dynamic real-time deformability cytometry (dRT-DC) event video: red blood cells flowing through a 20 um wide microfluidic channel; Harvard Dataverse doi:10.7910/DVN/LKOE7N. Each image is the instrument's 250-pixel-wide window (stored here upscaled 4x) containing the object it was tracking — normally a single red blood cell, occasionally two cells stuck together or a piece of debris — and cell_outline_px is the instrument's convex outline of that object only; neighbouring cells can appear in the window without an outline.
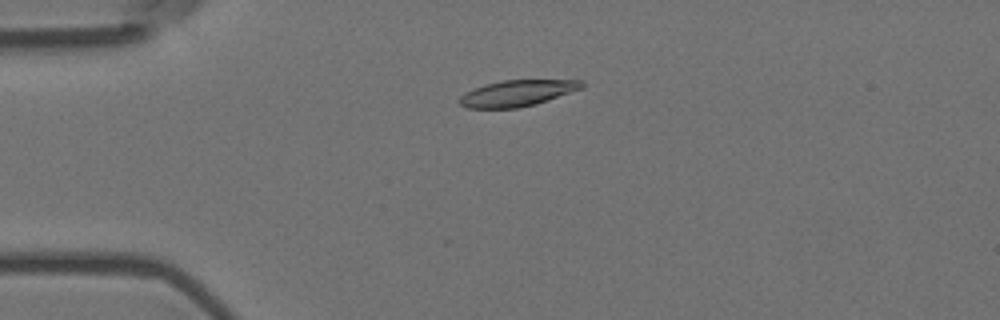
{"species": "Egyptian fruit bat (a non-hibernating species)", "species_latin": "Rousettus aegyptiacus", "temperature_condition": "room temperature", "stored_images_in_passage": 7, "camera_frame_rate_fps": 3000, "um_per_image_px": 0.085, "animal": {"sex": "female"}, "frame": {"image": 1, "passage_image": 4, "time_ms": 1.0, "image_size_px": [1000, 320], "cell_outline_px": [[584, 88], [536, 104], [516, 108], [464, 108], [456, 100], [464, 92], [488, 84], [504, 80], [584, 80]], "centroid_in_image_um": [43.97, 7.93], "position_along_channel_um": 41.0, "area_um2": 18.67}}
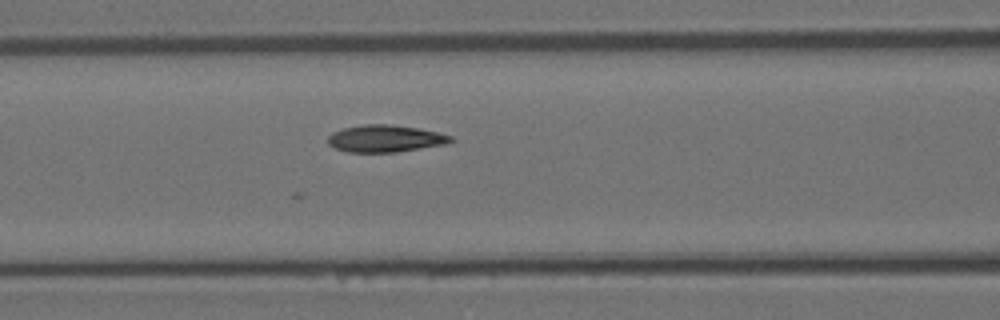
{"frame": {"image": 2, "passage_image": 7, "time_ms": 2.0, "image_size_px": [1000, 320], "cell_outline_px": [[456, 140], [448, 144], [396, 152], [348, 152], [336, 148], [328, 144], [328, 136], [332, 132], [344, 128], [364, 124], [388, 124], [416, 128], [436, 132], [452, 136]], "centroid_in_image_um": [32.76, 11.78], "position_along_channel_um": 133.8, "area_um2": 19.36}}